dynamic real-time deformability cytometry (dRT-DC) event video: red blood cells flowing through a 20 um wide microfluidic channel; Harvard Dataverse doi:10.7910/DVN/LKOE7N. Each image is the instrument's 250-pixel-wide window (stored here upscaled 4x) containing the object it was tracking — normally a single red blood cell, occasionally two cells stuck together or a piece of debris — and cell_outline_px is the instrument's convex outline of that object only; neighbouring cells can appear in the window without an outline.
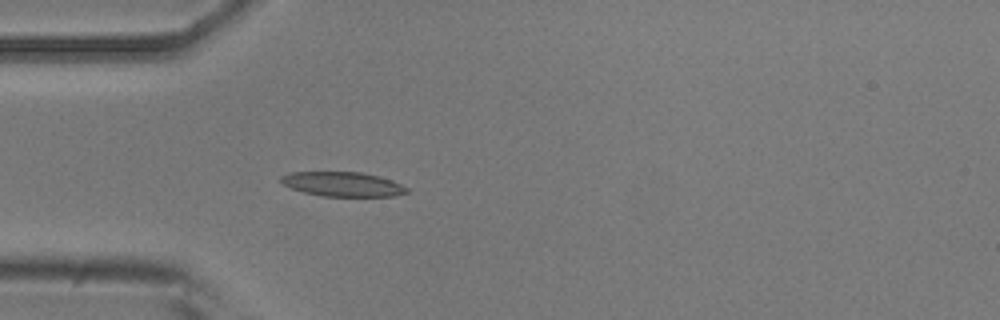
{"species": "common noctule bat (a hibernating species)", "species_latin": "Nyctalus noctula", "temperature_condition": "room temperature", "stored_images_in_passage": 4, "camera_frame_rate_fps": 3000, "um_per_image_px": 0.085, "animal": {"sex": "male", "body_mass_g": 20.5, "forearm_length_mm": 52.5}, "frame": {"image": 1, "passage_image": 4, "time_ms": 3.333, "image_size_px": [1000, 320], "cell_outline_px": [[408, 192], [396, 196], [324, 196], [304, 192], [292, 188], [284, 184], [280, 180], [280, 176], [288, 172], [360, 172], [380, 176], [392, 180], [408, 188]], "centroid_in_image_um": [29.14, 15.65], "position_along_channel_um": 55.9, "area_um2": 17.92}}